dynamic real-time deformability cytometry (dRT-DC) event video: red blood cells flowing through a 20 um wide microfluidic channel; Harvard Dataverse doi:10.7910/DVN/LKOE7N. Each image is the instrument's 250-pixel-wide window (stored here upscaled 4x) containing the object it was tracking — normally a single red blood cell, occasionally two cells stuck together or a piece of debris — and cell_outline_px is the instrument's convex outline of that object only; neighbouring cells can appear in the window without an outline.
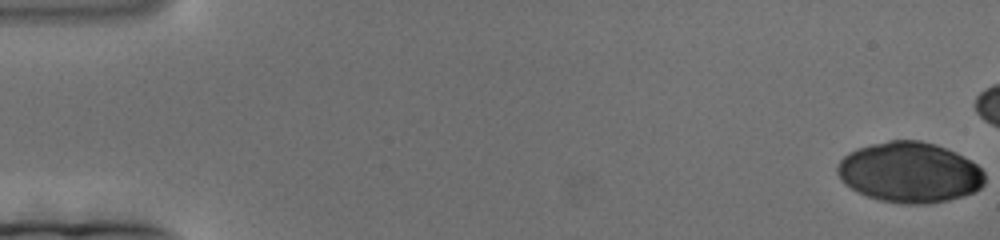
{"species": "human", "species_latin": "Homo sapiens", "temperature_condition": "cold", "stored_images_in_passage": 159, "camera_frame_rate_fps": 3000, "um_per_image_px": 0.085, "donor": {"sex": "female"}, "frame": {"image": 1, "passage_image": 1, "time_ms": 0.0, "image_size_px": [1000, 240], "cell_outline_px": [[984, 184], [980, 188], [972, 192], [948, 200], [924, 204], [900, 204], [880, 200], [868, 196], [844, 184], [840, 180], [836, 172], [836, 168], [840, 160], [848, 152], [856, 148], [888, 140], [920, 140], [936, 144], [956, 152], [976, 164], [984, 172]], "centroid_in_image_um": [77.29, 14.64], "position_along_channel_um": 7.7, "area_um2": 51.96}}